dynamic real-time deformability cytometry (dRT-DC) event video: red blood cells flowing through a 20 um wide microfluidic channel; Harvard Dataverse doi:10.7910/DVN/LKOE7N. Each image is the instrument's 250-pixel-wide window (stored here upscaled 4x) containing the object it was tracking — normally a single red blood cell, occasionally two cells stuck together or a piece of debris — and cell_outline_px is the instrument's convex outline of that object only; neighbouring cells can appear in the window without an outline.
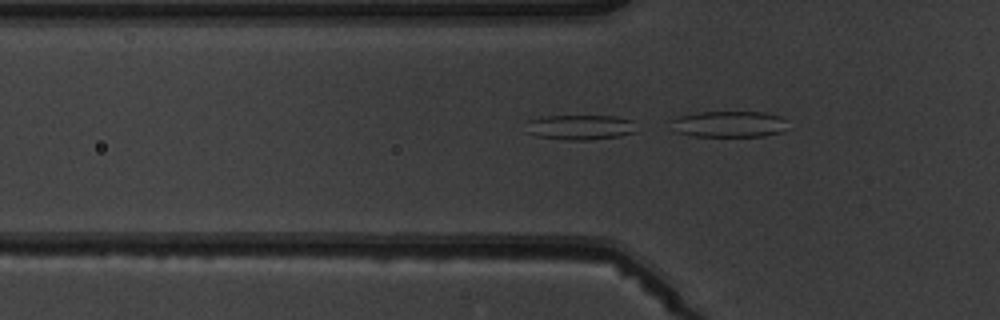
{"species": "common noctule bat (a hibernating species)", "species_latin": "Nyctalus noctula", "temperature_condition": "warm", "stored_images_in_passage": 6, "camera_frame_rate_fps": 3000, "um_per_image_px": 0.085, "animal": {"sex": "male", "body_mass_g": 19.5, "forearm_length_mm": 54.6}, "frame": {"image": 1, "passage_image": 6, "time_ms": 6.0, "image_size_px": [1000, 320], "cell_outline_px": [[636, 132], [620, 136], [588, 140], [564, 140], [536, 136], [524, 132], [528, 120], [544, 116], [616, 116], [632, 120]], "centroid_in_image_um": [49.26, 10.82], "position_along_channel_um": 76.5, "area_um2": 16.3}}